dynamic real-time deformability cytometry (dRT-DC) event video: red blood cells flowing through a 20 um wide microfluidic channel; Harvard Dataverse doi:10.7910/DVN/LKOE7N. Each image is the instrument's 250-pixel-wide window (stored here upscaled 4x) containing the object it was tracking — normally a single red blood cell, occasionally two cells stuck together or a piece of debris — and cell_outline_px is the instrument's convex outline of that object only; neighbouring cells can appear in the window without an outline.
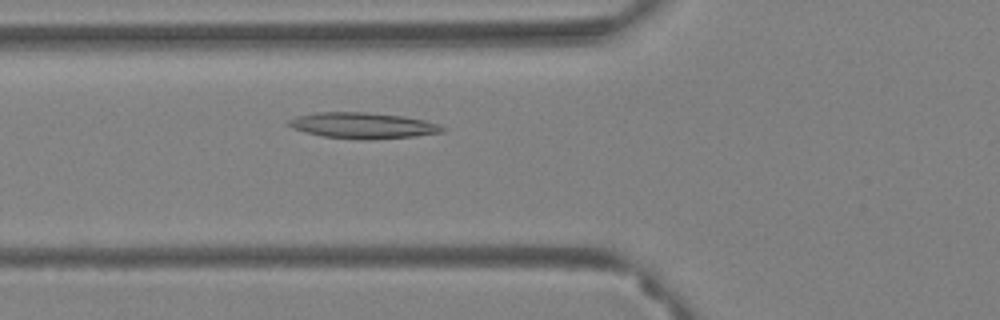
{"species": "Egyptian fruit bat (a non-hibernating species)", "species_latin": "Rousettus aegyptiacus", "temperature_condition": "warm", "stored_images_in_passage": 56, "camera_frame_rate_fps": 3000, "um_per_image_px": 0.085, "animal": {"sex": "female"}, "frame": {"image": 1, "passage_image": 17, "time_ms": 5.333, "image_size_px": [1000, 320], "cell_outline_px": [[448, 128], [444, 132], [412, 136], [324, 136], [304, 132], [292, 128], [288, 124], [288, 120], [296, 116], [316, 112], [364, 112], [404, 116], [424, 120], [440, 124]], "centroid_in_image_um": [30.84, 10.6], "position_along_channel_um": 95.0, "area_um2": 21.96}}
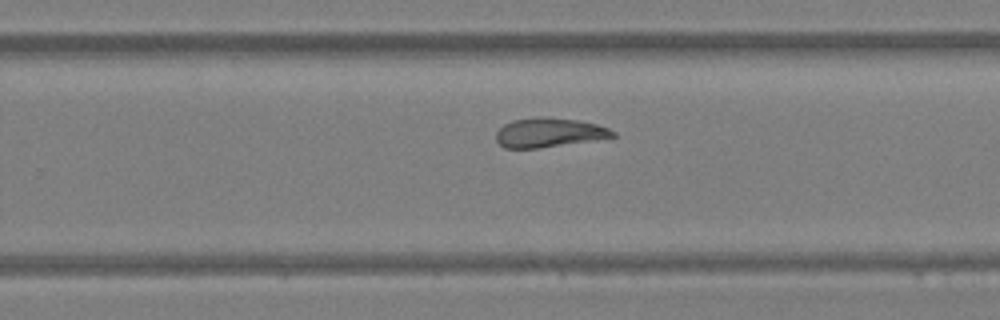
{"frame": {"image": 2, "passage_image": 34, "time_ms": 11.0, "image_size_px": [1000, 320], "cell_outline_px": [[616, 136], [596, 140], [540, 148], [504, 148], [496, 140], [496, 132], [504, 124], [512, 120], [540, 116], [576, 120], [596, 124], [608, 128], [616, 132]], "centroid_in_image_um": [46.66, 11.27], "position_along_channel_um": 283.1, "area_um2": 19.94}}
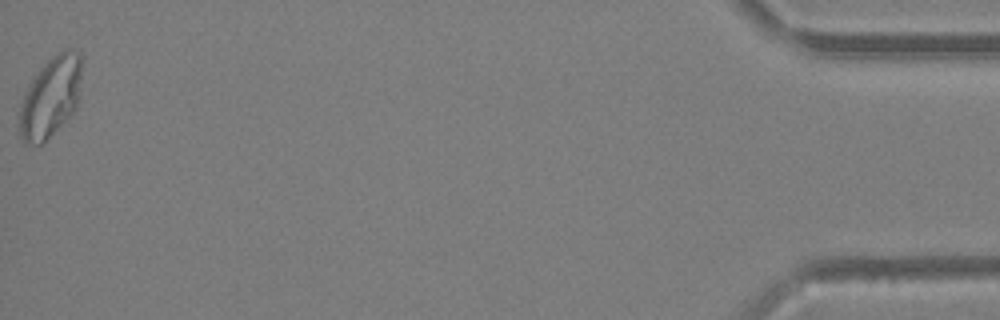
{"frame": {"image": 3, "passage_image": 56, "time_ms": 18.333, "image_size_px": [1000, 320], "cell_outline_px": [[80, 100], [76, 108], [44, 144], [24, 144], [20, 136], [20, 108], [28, 84], [36, 72], [56, 52], [64, 48], [72, 48], [80, 52]], "centroid_in_image_um": [4.31, 8.24], "position_along_channel_um": 430.9, "area_um2": 29.42}, "authors_computed_cell_mechanics": {"area_um2": 23.0911, "velocity_mm_per_s": 3.3232, "shape_relaxation_time_tau1_ms": null, "shape_relaxation_time_tau2_ms": 3.7941, "deformation_change_tau1": null, "deformation_change_tau2": 0.1146}}